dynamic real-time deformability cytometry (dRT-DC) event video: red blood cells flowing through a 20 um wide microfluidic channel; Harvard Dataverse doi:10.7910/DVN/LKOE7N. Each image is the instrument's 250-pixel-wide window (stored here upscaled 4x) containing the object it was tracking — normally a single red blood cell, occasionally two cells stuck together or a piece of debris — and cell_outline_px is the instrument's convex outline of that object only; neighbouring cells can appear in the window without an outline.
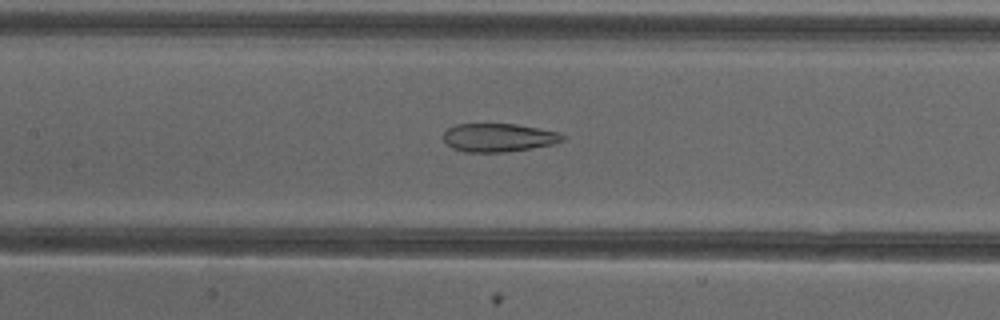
{"species": "common noctule bat (a hibernating species)", "species_latin": "Nyctalus noctula", "temperature_condition": "cold", "stored_images_in_passage": 50, "camera_frame_rate_fps": 3000, "um_per_image_px": 0.085, "animal": {"sex": "female"}, "frame": {"image": 1, "passage_image": 23, "time_ms": 7.333, "image_size_px": [1000, 320], "cell_outline_px": [[564, 140], [552, 144], [532, 148], [504, 152], [464, 152], [452, 148], [444, 140], [444, 132], [448, 128], [456, 124], [516, 124], [560, 132], [564, 136]], "centroid_in_image_um": [42.38, 11.69], "position_along_channel_um": 165.0, "area_um2": 19.65}}
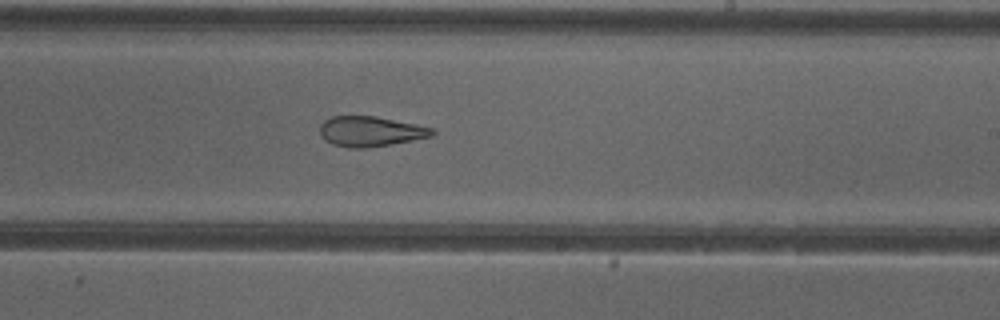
{"frame": {"image": 2, "passage_image": 30, "time_ms": 9.667, "image_size_px": [1000, 320], "cell_outline_px": [[436, 132], [432, 136], [412, 140], [364, 148], [348, 148], [332, 144], [324, 140], [320, 136], [320, 124], [324, 120], [332, 116], [376, 116], [436, 128]], "centroid_in_image_um": [31.48, 11.16], "position_along_channel_um": 257.5, "area_um2": 19.83}}
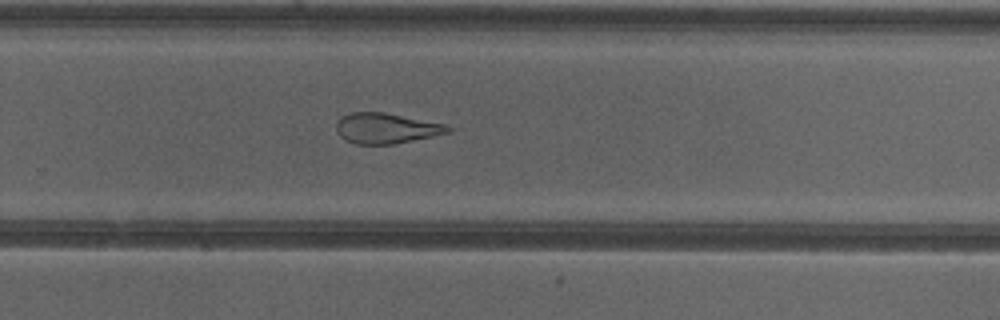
{"frame": {"image": 3, "passage_image": 33, "time_ms": 10.667, "image_size_px": [1000, 320], "cell_outline_px": [[452, 128], [448, 132], [432, 136], [392, 144], [356, 144], [344, 140], [340, 136], [336, 128], [336, 124], [340, 116], [348, 112], [384, 112], [444, 124]], "centroid_in_image_um": [32.75, 10.89], "position_along_channel_um": 297.1, "area_um2": 19.65}, "authors_computed_cell_mechanics": {"area_um2": 25.5476, "velocity_mm_per_s": 3.9918, "shape_relaxation_time_tau1_ms": null, "shape_relaxation_time_tau2_ms": 2.9451, "deformation_change_tau1": null, "deformation_change_tau2": 0.127}}